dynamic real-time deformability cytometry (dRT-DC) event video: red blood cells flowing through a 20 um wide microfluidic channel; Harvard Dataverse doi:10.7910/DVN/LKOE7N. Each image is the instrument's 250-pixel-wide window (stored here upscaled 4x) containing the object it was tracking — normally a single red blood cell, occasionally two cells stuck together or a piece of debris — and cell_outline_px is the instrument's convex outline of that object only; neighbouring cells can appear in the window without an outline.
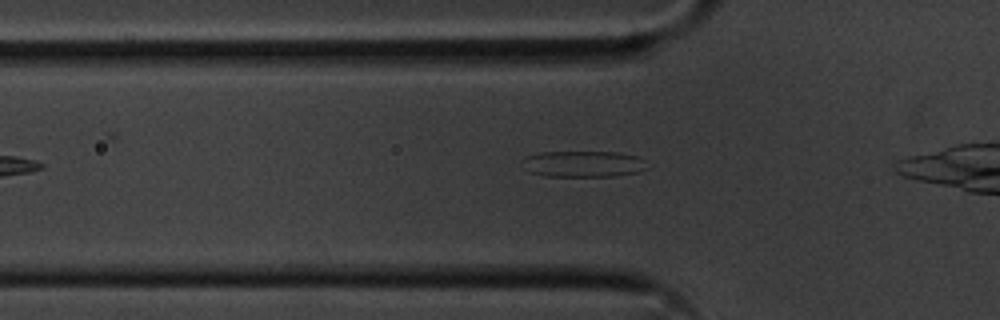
{"species": "common noctule bat (a hibernating species)", "species_latin": "Nyctalus noctula", "temperature_condition": "cold", "stored_images_in_passage": 25, "camera_frame_rate_fps": 3000, "um_per_image_px": 0.085, "animal": {"sex": "male", "body_mass_g": 20.1, "forearm_length_mm": 53.5}, "frame": {"image": 1, "passage_image": 2, "time_ms": 0.333, "image_size_px": [1000, 320], "cell_outline_px": [[648, 168], [640, 172], [616, 176], [544, 176], [528, 172], [520, 168], [524, 156], [540, 152], [616, 152], [636, 156], [644, 160]], "centroid_in_image_um": [49.52, 13.94], "position_along_channel_um": 76.3, "area_um2": 19.42}}
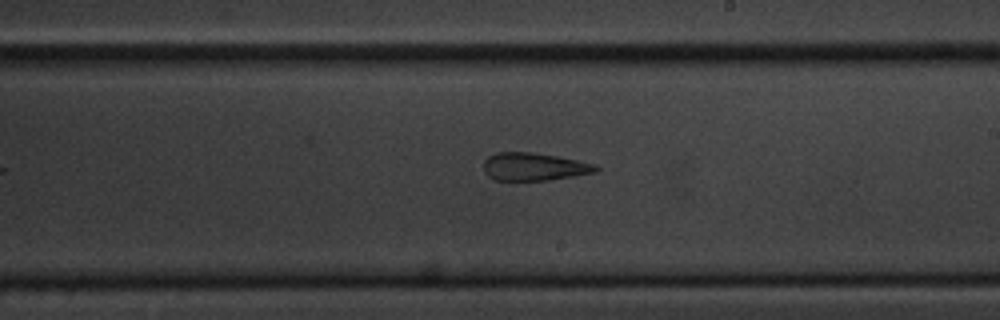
{"frame": {"image": 2, "passage_image": 16, "time_ms": 5.0, "image_size_px": [1000, 320], "cell_outline_px": [[600, 168], [596, 172], [548, 180], [496, 180], [488, 176], [484, 172], [484, 160], [488, 156], [496, 152], [532, 152], [556, 156], [596, 164]], "centroid_in_image_um": [45.37, 14.16], "position_along_channel_um": 243.6, "area_um2": 18.15}}
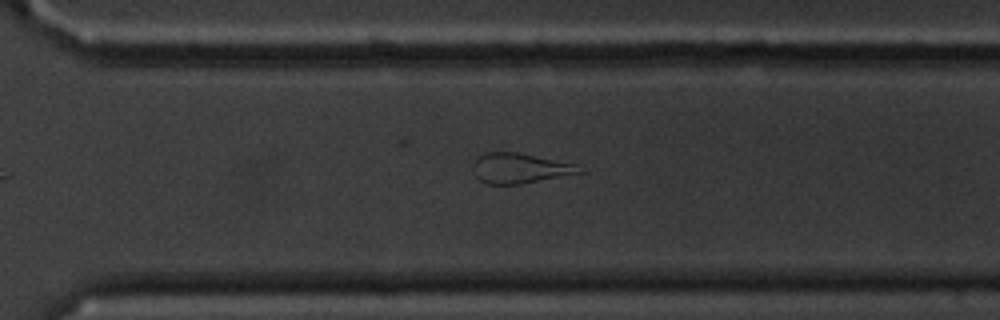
{"frame": {"image": 3, "passage_image": 23, "time_ms": 7.333, "image_size_px": [1000, 320], "cell_outline_px": [[588, 172], [520, 184], [488, 184], [480, 180], [476, 176], [472, 168], [472, 164], [484, 152], [516, 152], [576, 164]], "centroid_in_image_um": [44.22, 14.31], "position_along_channel_um": 326.4, "area_um2": 18.73}}